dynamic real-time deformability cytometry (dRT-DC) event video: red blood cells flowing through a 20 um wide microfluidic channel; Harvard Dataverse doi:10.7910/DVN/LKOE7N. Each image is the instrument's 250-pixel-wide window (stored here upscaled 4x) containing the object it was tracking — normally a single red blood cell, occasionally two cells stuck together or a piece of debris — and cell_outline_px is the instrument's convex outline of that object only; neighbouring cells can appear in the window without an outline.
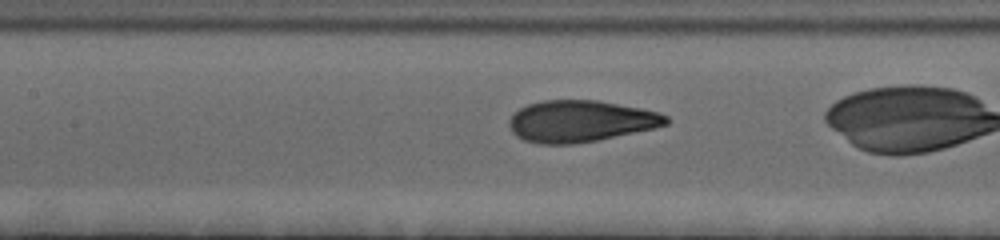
{"species": "human", "species_latin": "Homo sapiens", "temperature_condition": "cold", "stored_images_in_passage": 23, "camera_frame_rate_fps": 3000, "um_per_image_px": 0.085, "donor": {"sex": "female"}, "frame": {"image": 1, "passage_image": 20, "time_ms": 6.333, "image_size_px": [1000, 240], "cell_outline_px": [[668, 124], [656, 128], [596, 140], [572, 144], [540, 144], [524, 140], [516, 136], [512, 132], [508, 124], [508, 120], [520, 108], [528, 104], [544, 100], [596, 100], [640, 108], [660, 112], [668, 116]], "centroid_in_image_um": [49.34, 10.3], "position_along_channel_um": 158.1, "area_um2": 37.97}}